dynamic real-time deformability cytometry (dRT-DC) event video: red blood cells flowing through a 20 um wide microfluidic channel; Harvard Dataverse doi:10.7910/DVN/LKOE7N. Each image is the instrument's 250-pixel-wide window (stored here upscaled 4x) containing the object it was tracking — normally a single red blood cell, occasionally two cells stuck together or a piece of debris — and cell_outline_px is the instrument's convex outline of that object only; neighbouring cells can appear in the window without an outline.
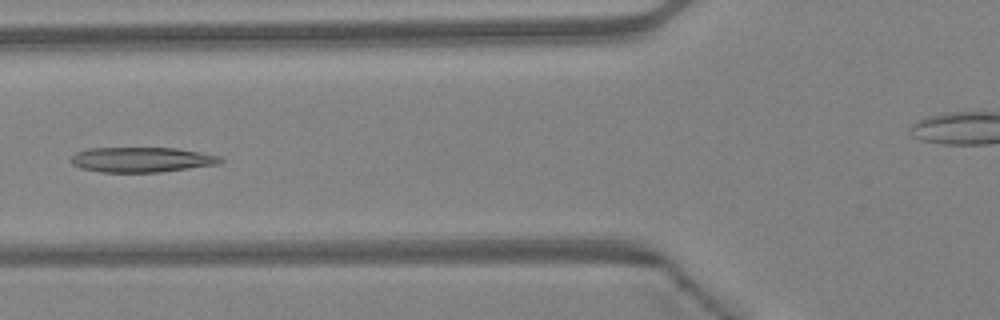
{"species": "Egyptian fruit bat (a non-hibernating species)", "species_latin": "Rousettus aegyptiacus", "temperature_condition": "warm", "stored_images_in_passage": 36, "camera_frame_rate_fps": 3000, "um_per_image_px": 0.085, "animal": {"sex": "female"}, "frame": {"image": 1, "passage_image": 7, "time_ms": 2.0, "image_size_px": [1000, 320], "cell_outline_px": [[224, 160], [220, 164], [160, 172], [100, 172], [80, 168], [72, 164], [68, 160], [76, 152], [88, 148], [176, 148], [220, 156]], "centroid_in_image_um": [12.01, 13.57], "position_along_channel_um": 113.8, "area_um2": 21.91}}
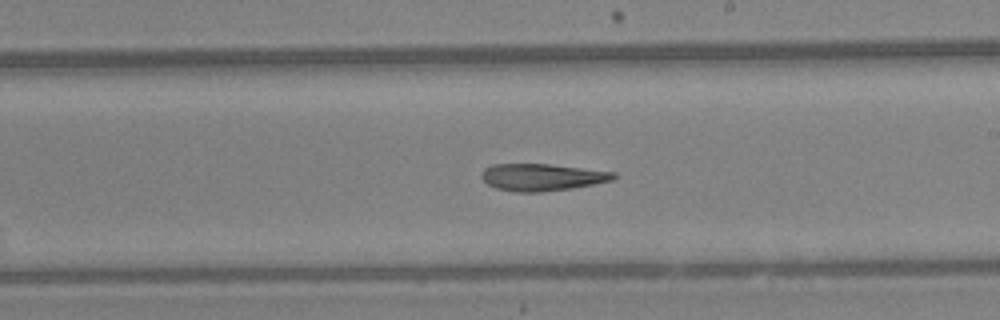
{"frame": {"image": 2, "passage_image": 16, "time_ms": 5.0, "image_size_px": [1000, 320], "cell_outline_px": [[616, 176], [612, 180], [572, 188], [540, 192], [516, 192], [496, 188], [488, 184], [480, 176], [480, 172], [484, 168], [492, 164], [548, 164], [616, 172]], "centroid_in_image_um": [46.03, 15.06], "position_along_channel_um": 243.0, "area_um2": 20.75}}
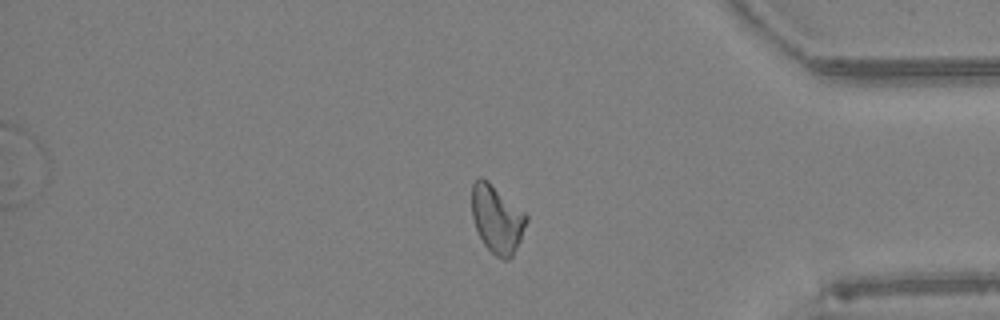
{"frame": {"image": 3, "passage_image": 28, "time_ms": 9.0, "image_size_px": [1000, 320], "cell_outline_px": [[528, 220], [520, 240], [512, 256], [508, 260], [504, 260], [496, 256], [484, 244], [476, 228], [472, 216], [472, 184], [480, 176], [488, 180], [524, 212], [528, 216]], "centroid_in_image_um": [42.24, 18.61], "position_along_channel_um": 393.0, "area_um2": 21.39}, "authors_computed_cell_mechanics": {"area_um2": 21.4438, "velocity_mm_per_s": 4.3311, "shape_relaxation_time_tau1_ms": null, "shape_relaxation_time_tau2_ms": 9.1806, "deformation_change_tau1": null, "deformation_change_tau2": 0.2102}}